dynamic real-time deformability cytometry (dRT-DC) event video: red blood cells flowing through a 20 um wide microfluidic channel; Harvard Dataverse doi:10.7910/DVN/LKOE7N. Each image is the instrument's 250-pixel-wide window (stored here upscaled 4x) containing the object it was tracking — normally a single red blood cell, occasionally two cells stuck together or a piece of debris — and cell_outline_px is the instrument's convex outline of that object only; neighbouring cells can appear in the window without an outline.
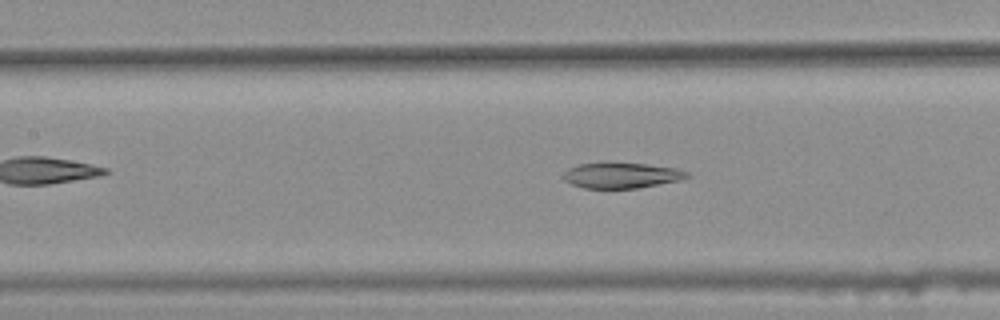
{"species": "common noctule bat (a hibernating species)", "species_latin": "Nyctalus noctula", "temperature_condition": "warm", "stored_images_in_passage": 43, "camera_frame_rate_fps": 3000, "um_per_image_px": 0.085, "animal": {"sex": "female", "body_mass_g": 25.1}, "frame": {"image": 1, "passage_image": 23, "time_ms": 7.333, "image_size_px": [1000, 320], "cell_outline_px": [[688, 176], [680, 180], [640, 188], [584, 188], [572, 184], [564, 180], [564, 172], [568, 168], [580, 164], [648, 164], [676, 168], [688, 172]], "centroid_in_image_um": [52.84, 14.93], "position_along_channel_um": 154.6, "area_um2": 17.98}}
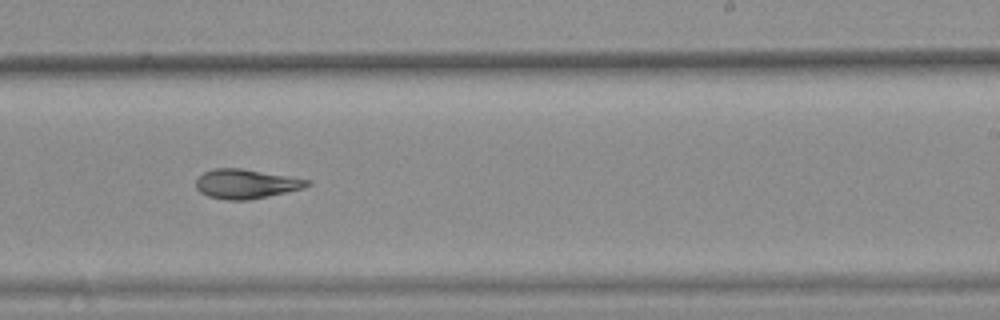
{"frame": {"image": 2, "passage_image": 32, "time_ms": 10.333, "image_size_px": [1000, 320], "cell_outline_px": [[312, 184], [304, 188], [248, 200], [228, 200], [208, 196], [200, 192], [196, 188], [196, 180], [204, 172], [216, 168], [240, 168], [292, 176], [312, 180]], "centroid_in_image_um": [20.95, 15.62], "position_along_channel_um": 268.0, "area_um2": 19.07}}
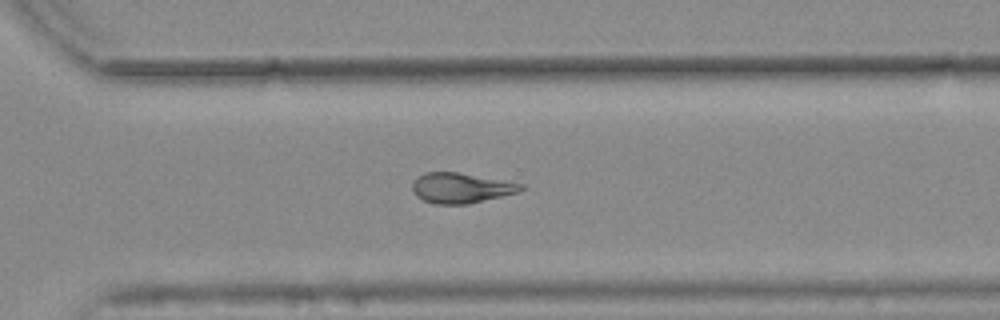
{"frame": {"image": 3, "passage_image": 37, "time_ms": 12.0, "image_size_px": [1000, 320], "cell_outline_px": [[524, 188], [516, 192], [468, 204], [436, 204], [424, 200], [416, 196], [412, 192], [412, 184], [416, 176], [424, 172], [456, 172], [524, 184]], "centroid_in_image_um": [39.11, 15.97], "position_along_channel_um": 331.5, "area_um2": 18.9}, "authors_computed_cell_mechanics": {"area_um2": 19.8832, "velocity_mm_per_s": 3.7942, "shape_relaxation_time_tau1_ms": null, "shape_relaxation_time_tau2_ms": 4.6032, "deformation_change_tau1": null, "deformation_change_tau2": 0.1191}}